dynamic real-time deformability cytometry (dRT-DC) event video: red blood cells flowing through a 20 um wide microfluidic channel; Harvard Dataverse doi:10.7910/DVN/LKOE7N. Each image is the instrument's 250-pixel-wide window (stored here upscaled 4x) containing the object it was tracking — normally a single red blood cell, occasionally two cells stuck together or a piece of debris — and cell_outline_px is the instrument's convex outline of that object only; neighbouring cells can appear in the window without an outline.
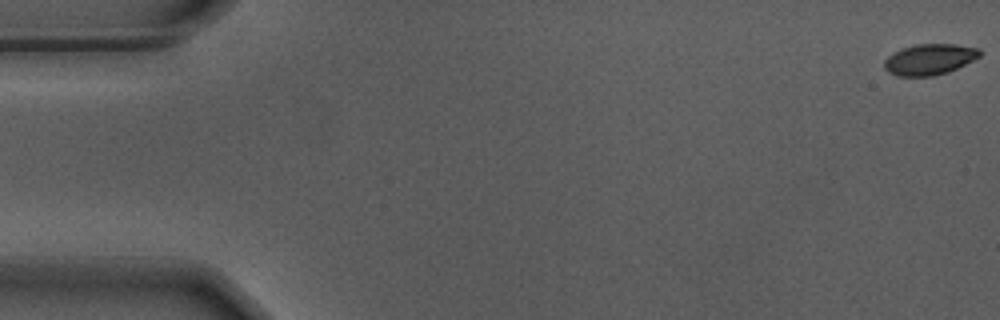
{"species": "Egyptian fruit bat (a non-hibernating species)", "species_latin": "Rousettus aegyptiacus", "temperature_condition": "warm", "stored_images_in_passage": 10, "camera_frame_rate_fps": 3000, "um_per_image_px": 0.085, "animal": {"sex": "male"}, "frame": {"image": 1, "passage_image": 1, "time_ms": 0.0, "image_size_px": [1000, 320], "cell_outline_px": [[980, 56], [948, 72], [932, 76], [896, 76], [888, 72], [884, 68], [884, 60], [892, 52], [916, 44], [952, 44], [980, 48]], "centroid_in_image_um": [78.97, 5.05], "position_along_channel_um": 6.0, "area_um2": 17.11}}